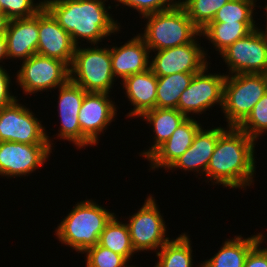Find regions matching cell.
<instances>
[{"label": "cell", "mask_w": 267, "mask_h": 267, "mask_svg": "<svg viewBox=\"0 0 267 267\" xmlns=\"http://www.w3.org/2000/svg\"><path fill=\"white\" fill-rule=\"evenodd\" d=\"M49 144L0 142V175L23 176L42 166L51 151Z\"/></svg>", "instance_id": "7c38bea8"}, {"label": "cell", "mask_w": 267, "mask_h": 267, "mask_svg": "<svg viewBox=\"0 0 267 267\" xmlns=\"http://www.w3.org/2000/svg\"><path fill=\"white\" fill-rule=\"evenodd\" d=\"M141 118L153 125L155 132L154 145L147 151L142 152V156L148 159L163 143L173 134L175 129L187 119L178 109L154 108L145 112Z\"/></svg>", "instance_id": "603a6c76"}, {"label": "cell", "mask_w": 267, "mask_h": 267, "mask_svg": "<svg viewBox=\"0 0 267 267\" xmlns=\"http://www.w3.org/2000/svg\"><path fill=\"white\" fill-rule=\"evenodd\" d=\"M143 17L148 21L141 37L150 51L185 45L196 40L195 36H201L200 29L179 3L170 9Z\"/></svg>", "instance_id": "277c9868"}, {"label": "cell", "mask_w": 267, "mask_h": 267, "mask_svg": "<svg viewBox=\"0 0 267 267\" xmlns=\"http://www.w3.org/2000/svg\"><path fill=\"white\" fill-rule=\"evenodd\" d=\"M122 84L134 106L127 117H141L145 112L156 108L157 76L150 68L126 77Z\"/></svg>", "instance_id": "44dd1931"}, {"label": "cell", "mask_w": 267, "mask_h": 267, "mask_svg": "<svg viewBox=\"0 0 267 267\" xmlns=\"http://www.w3.org/2000/svg\"><path fill=\"white\" fill-rule=\"evenodd\" d=\"M189 236L183 233L167 241L156 253L159 260L154 267H193Z\"/></svg>", "instance_id": "4316f807"}, {"label": "cell", "mask_w": 267, "mask_h": 267, "mask_svg": "<svg viewBox=\"0 0 267 267\" xmlns=\"http://www.w3.org/2000/svg\"><path fill=\"white\" fill-rule=\"evenodd\" d=\"M86 253V267H133L126 266L127 260L99 243L88 248Z\"/></svg>", "instance_id": "4dcf8cb0"}, {"label": "cell", "mask_w": 267, "mask_h": 267, "mask_svg": "<svg viewBox=\"0 0 267 267\" xmlns=\"http://www.w3.org/2000/svg\"><path fill=\"white\" fill-rule=\"evenodd\" d=\"M17 82L27 94L57 88L70 79L69 66L62 60L34 54L23 61Z\"/></svg>", "instance_id": "ba28073f"}, {"label": "cell", "mask_w": 267, "mask_h": 267, "mask_svg": "<svg viewBox=\"0 0 267 267\" xmlns=\"http://www.w3.org/2000/svg\"><path fill=\"white\" fill-rule=\"evenodd\" d=\"M255 26L254 23H208L200 32L215 46L216 51L221 53L257 28Z\"/></svg>", "instance_id": "cb8c5ba5"}, {"label": "cell", "mask_w": 267, "mask_h": 267, "mask_svg": "<svg viewBox=\"0 0 267 267\" xmlns=\"http://www.w3.org/2000/svg\"><path fill=\"white\" fill-rule=\"evenodd\" d=\"M230 76L226 75L224 81L222 109L228 127H238L267 92V75L250 73Z\"/></svg>", "instance_id": "5b68a950"}, {"label": "cell", "mask_w": 267, "mask_h": 267, "mask_svg": "<svg viewBox=\"0 0 267 267\" xmlns=\"http://www.w3.org/2000/svg\"><path fill=\"white\" fill-rule=\"evenodd\" d=\"M264 241L258 242L246 257L244 267H267V248L261 249L259 246Z\"/></svg>", "instance_id": "e575fe53"}, {"label": "cell", "mask_w": 267, "mask_h": 267, "mask_svg": "<svg viewBox=\"0 0 267 267\" xmlns=\"http://www.w3.org/2000/svg\"><path fill=\"white\" fill-rule=\"evenodd\" d=\"M10 76L3 68L0 66V109L10 106L16 100V96L10 94Z\"/></svg>", "instance_id": "836d02e7"}, {"label": "cell", "mask_w": 267, "mask_h": 267, "mask_svg": "<svg viewBox=\"0 0 267 267\" xmlns=\"http://www.w3.org/2000/svg\"><path fill=\"white\" fill-rule=\"evenodd\" d=\"M17 102L0 109V142L49 144L52 147L41 122L33 112Z\"/></svg>", "instance_id": "9c48e42d"}, {"label": "cell", "mask_w": 267, "mask_h": 267, "mask_svg": "<svg viewBox=\"0 0 267 267\" xmlns=\"http://www.w3.org/2000/svg\"><path fill=\"white\" fill-rule=\"evenodd\" d=\"M228 128L218 138L206 176L224 187L244 188L254 181L256 140L238 127Z\"/></svg>", "instance_id": "6da1fadb"}, {"label": "cell", "mask_w": 267, "mask_h": 267, "mask_svg": "<svg viewBox=\"0 0 267 267\" xmlns=\"http://www.w3.org/2000/svg\"><path fill=\"white\" fill-rule=\"evenodd\" d=\"M39 12L28 18L9 20L5 32L8 58L27 60L37 54L39 40Z\"/></svg>", "instance_id": "e0dca14e"}, {"label": "cell", "mask_w": 267, "mask_h": 267, "mask_svg": "<svg viewBox=\"0 0 267 267\" xmlns=\"http://www.w3.org/2000/svg\"><path fill=\"white\" fill-rule=\"evenodd\" d=\"M225 131L217 127L203 130L202 127L196 133L192 145L169 167V169L182 168L183 170H196L206 175V170L213 154L219 136Z\"/></svg>", "instance_id": "ffe728a7"}, {"label": "cell", "mask_w": 267, "mask_h": 267, "mask_svg": "<svg viewBox=\"0 0 267 267\" xmlns=\"http://www.w3.org/2000/svg\"><path fill=\"white\" fill-rule=\"evenodd\" d=\"M208 65L194 74L189 86L180 95L177 109L187 118L189 113L202 114L215 103L223 105V87L226 75L204 74Z\"/></svg>", "instance_id": "8fae6325"}, {"label": "cell", "mask_w": 267, "mask_h": 267, "mask_svg": "<svg viewBox=\"0 0 267 267\" xmlns=\"http://www.w3.org/2000/svg\"><path fill=\"white\" fill-rule=\"evenodd\" d=\"M140 35H137L120 47L110 48L114 77H121L123 81L130 75L146 71L150 68V50Z\"/></svg>", "instance_id": "ac0fdd59"}, {"label": "cell", "mask_w": 267, "mask_h": 267, "mask_svg": "<svg viewBox=\"0 0 267 267\" xmlns=\"http://www.w3.org/2000/svg\"><path fill=\"white\" fill-rule=\"evenodd\" d=\"M59 117L61 128L58 136L73 142L77 147H86L94 144L81 132L78 121V113L87 93L82 87L73 83L70 79L59 86Z\"/></svg>", "instance_id": "5bb4252c"}, {"label": "cell", "mask_w": 267, "mask_h": 267, "mask_svg": "<svg viewBox=\"0 0 267 267\" xmlns=\"http://www.w3.org/2000/svg\"><path fill=\"white\" fill-rule=\"evenodd\" d=\"M108 93L87 92L78 113L81 132L94 144L116 115V107ZM116 111V112H115Z\"/></svg>", "instance_id": "2e32d148"}, {"label": "cell", "mask_w": 267, "mask_h": 267, "mask_svg": "<svg viewBox=\"0 0 267 267\" xmlns=\"http://www.w3.org/2000/svg\"><path fill=\"white\" fill-rule=\"evenodd\" d=\"M264 237L258 233L248 238L235 236L224 242L220 250L209 260L201 263L200 267H244L250 250Z\"/></svg>", "instance_id": "7402d4cb"}, {"label": "cell", "mask_w": 267, "mask_h": 267, "mask_svg": "<svg viewBox=\"0 0 267 267\" xmlns=\"http://www.w3.org/2000/svg\"><path fill=\"white\" fill-rule=\"evenodd\" d=\"M192 22L202 30L229 0H178ZM181 1V2H180Z\"/></svg>", "instance_id": "f1b7e54d"}, {"label": "cell", "mask_w": 267, "mask_h": 267, "mask_svg": "<svg viewBox=\"0 0 267 267\" xmlns=\"http://www.w3.org/2000/svg\"><path fill=\"white\" fill-rule=\"evenodd\" d=\"M8 59L5 33H0V60Z\"/></svg>", "instance_id": "d590c367"}, {"label": "cell", "mask_w": 267, "mask_h": 267, "mask_svg": "<svg viewBox=\"0 0 267 267\" xmlns=\"http://www.w3.org/2000/svg\"><path fill=\"white\" fill-rule=\"evenodd\" d=\"M156 205L155 199L148 196L140 210L126 223L136 252L158 250L170 240L165 237L167 227Z\"/></svg>", "instance_id": "30bf717a"}, {"label": "cell", "mask_w": 267, "mask_h": 267, "mask_svg": "<svg viewBox=\"0 0 267 267\" xmlns=\"http://www.w3.org/2000/svg\"><path fill=\"white\" fill-rule=\"evenodd\" d=\"M34 0H0V10L10 20L28 18L36 15L43 7V2L33 3Z\"/></svg>", "instance_id": "1f68e13d"}, {"label": "cell", "mask_w": 267, "mask_h": 267, "mask_svg": "<svg viewBox=\"0 0 267 267\" xmlns=\"http://www.w3.org/2000/svg\"><path fill=\"white\" fill-rule=\"evenodd\" d=\"M220 54L231 74H266L267 26L266 31L253 29Z\"/></svg>", "instance_id": "52a82bcc"}, {"label": "cell", "mask_w": 267, "mask_h": 267, "mask_svg": "<svg viewBox=\"0 0 267 267\" xmlns=\"http://www.w3.org/2000/svg\"><path fill=\"white\" fill-rule=\"evenodd\" d=\"M197 40L185 45L159 50L150 63L157 77L174 73H198L208 65L206 54Z\"/></svg>", "instance_id": "4fadbf2b"}, {"label": "cell", "mask_w": 267, "mask_h": 267, "mask_svg": "<svg viewBox=\"0 0 267 267\" xmlns=\"http://www.w3.org/2000/svg\"><path fill=\"white\" fill-rule=\"evenodd\" d=\"M106 0H44V8L62 29L71 35L76 46L78 39L98 44L101 39L120 31V26L105 8Z\"/></svg>", "instance_id": "7a4b0ae2"}, {"label": "cell", "mask_w": 267, "mask_h": 267, "mask_svg": "<svg viewBox=\"0 0 267 267\" xmlns=\"http://www.w3.org/2000/svg\"><path fill=\"white\" fill-rule=\"evenodd\" d=\"M70 80L86 92L108 93L114 84L109 48H80L76 46Z\"/></svg>", "instance_id": "8992f818"}, {"label": "cell", "mask_w": 267, "mask_h": 267, "mask_svg": "<svg viewBox=\"0 0 267 267\" xmlns=\"http://www.w3.org/2000/svg\"><path fill=\"white\" fill-rule=\"evenodd\" d=\"M254 0H229L220 8L209 23H255Z\"/></svg>", "instance_id": "83f0119b"}, {"label": "cell", "mask_w": 267, "mask_h": 267, "mask_svg": "<svg viewBox=\"0 0 267 267\" xmlns=\"http://www.w3.org/2000/svg\"><path fill=\"white\" fill-rule=\"evenodd\" d=\"M114 215L101 232L99 244L123 256L127 261L136 253L127 224L120 222Z\"/></svg>", "instance_id": "484cf974"}, {"label": "cell", "mask_w": 267, "mask_h": 267, "mask_svg": "<svg viewBox=\"0 0 267 267\" xmlns=\"http://www.w3.org/2000/svg\"><path fill=\"white\" fill-rule=\"evenodd\" d=\"M9 20L4 13H0V33L6 32Z\"/></svg>", "instance_id": "8d00e7d4"}, {"label": "cell", "mask_w": 267, "mask_h": 267, "mask_svg": "<svg viewBox=\"0 0 267 267\" xmlns=\"http://www.w3.org/2000/svg\"><path fill=\"white\" fill-rule=\"evenodd\" d=\"M92 200L78 202L56 229L63 244L84 253L99 243L101 232L114 216Z\"/></svg>", "instance_id": "3957f363"}, {"label": "cell", "mask_w": 267, "mask_h": 267, "mask_svg": "<svg viewBox=\"0 0 267 267\" xmlns=\"http://www.w3.org/2000/svg\"><path fill=\"white\" fill-rule=\"evenodd\" d=\"M249 137L256 140L267 130V92L255 104L247 118L238 126Z\"/></svg>", "instance_id": "f546056e"}, {"label": "cell", "mask_w": 267, "mask_h": 267, "mask_svg": "<svg viewBox=\"0 0 267 267\" xmlns=\"http://www.w3.org/2000/svg\"><path fill=\"white\" fill-rule=\"evenodd\" d=\"M38 31L37 54L62 60L70 67L76 45L71 35L61 28L44 7L39 11Z\"/></svg>", "instance_id": "9a60e30c"}, {"label": "cell", "mask_w": 267, "mask_h": 267, "mask_svg": "<svg viewBox=\"0 0 267 267\" xmlns=\"http://www.w3.org/2000/svg\"><path fill=\"white\" fill-rule=\"evenodd\" d=\"M196 73H174L157 77L156 108L177 109L182 92L188 88Z\"/></svg>", "instance_id": "d4e9b609"}, {"label": "cell", "mask_w": 267, "mask_h": 267, "mask_svg": "<svg viewBox=\"0 0 267 267\" xmlns=\"http://www.w3.org/2000/svg\"><path fill=\"white\" fill-rule=\"evenodd\" d=\"M128 7L136 9L142 17L167 10L175 6L179 1L174 0H116Z\"/></svg>", "instance_id": "d6a6232c"}, {"label": "cell", "mask_w": 267, "mask_h": 267, "mask_svg": "<svg viewBox=\"0 0 267 267\" xmlns=\"http://www.w3.org/2000/svg\"><path fill=\"white\" fill-rule=\"evenodd\" d=\"M202 127L195 119L188 117L147 160L152 169L169 167L192 145L193 139Z\"/></svg>", "instance_id": "d6986e66"}]
</instances>
